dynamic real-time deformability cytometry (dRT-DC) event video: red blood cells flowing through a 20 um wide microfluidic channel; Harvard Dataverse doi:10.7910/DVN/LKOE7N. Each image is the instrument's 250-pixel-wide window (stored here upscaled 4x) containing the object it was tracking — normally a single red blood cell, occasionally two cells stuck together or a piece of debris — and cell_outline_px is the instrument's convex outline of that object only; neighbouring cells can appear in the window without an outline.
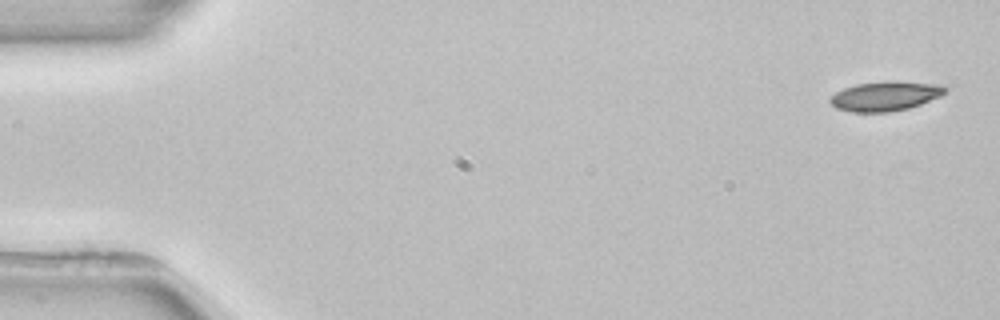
{"species": "common noctule bat (a hibernating species)", "species_latin": "Nyctalus noctula", "temperature_condition": "room temperature", "stored_images_in_passage": 3, "camera_frame_rate_fps": 3000, "um_per_image_px": 0.085, "animal": {"sex": "female", "body_mass_g": 22.7, "forearm_length_mm": 54.2}, "frame": {"image": 1, "passage_image": 1, "time_ms": 0.0, "image_size_px": [1000, 320], "cell_outline_px": [[948, 92], [940, 96], [920, 104], [908, 108], [888, 112], [852, 112], [836, 108], [828, 100], [836, 92], [844, 88], [856, 84], [888, 80], [896, 80], [940, 84], [948, 88]], "centroid_in_image_um": [75.28, 8.15], "position_along_channel_um": 9.7, "area_um2": 20.0}}